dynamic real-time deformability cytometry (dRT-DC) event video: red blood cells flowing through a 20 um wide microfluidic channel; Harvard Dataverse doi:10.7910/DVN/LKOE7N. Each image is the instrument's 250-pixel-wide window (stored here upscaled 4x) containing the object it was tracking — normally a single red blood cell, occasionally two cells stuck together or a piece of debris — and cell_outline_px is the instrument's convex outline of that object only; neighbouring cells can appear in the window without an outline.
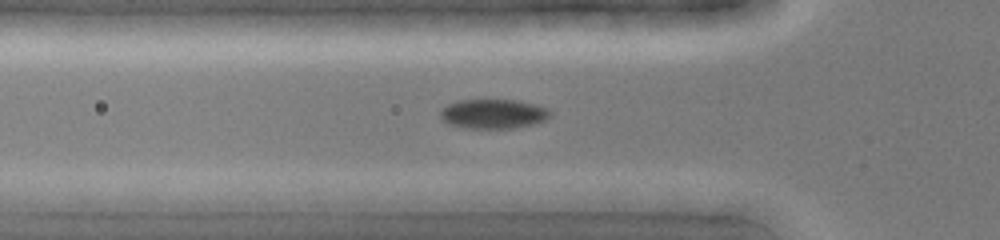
{"species": "common noctule bat (a hibernating species)", "species_latin": "Nyctalus noctula", "temperature_condition": "cold", "stored_images_in_passage": 43, "camera_frame_rate_fps": 3000, "um_per_image_px": 0.085, "animal": {"sex": "female", "body_mass_g": 19.0, "forearm_length_mm": 51.5}, "frame": {"image": 1, "passage_image": 14, "time_ms": 4.333, "image_size_px": [1000, 240], "cell_outline_px": [[552, 116], [544, 120], [532, 124], [512, 128], [464, 128], [448, 124], [440, 116], [440, 112], [448, 104], [456, 100], [516, 100], [536, 104], [548, 108], [552, 112]], "centroid_in_image_um": [41.95, 9.67], "position_along_channel_um": 83.8, "area_um2": 18.9}}
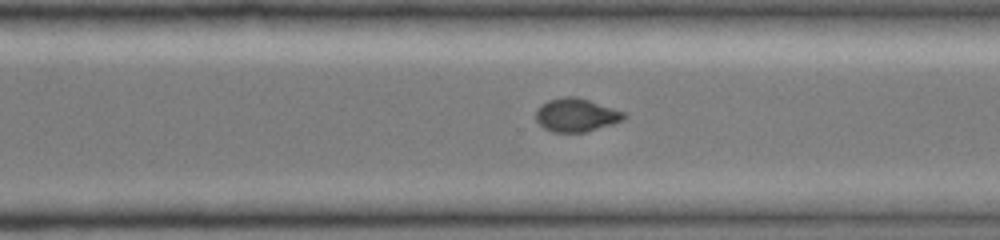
{"frame": {"image": 2, "passage_image": 30, "time_ms": 9.667, "image_size_px": [1000, 240], "cell_outline_px": [[628, 116], [624, 120], [612, 124], [584, 132], [552, 132], [544, 128], [536, 120], [536, 112], [548, 100], [568, 96], [576, 96], [624, 112]], "centroid_in_image_um": [49.0, 9.79], "position_along_channel_um": 321.6, "area_um2": 16.82}}
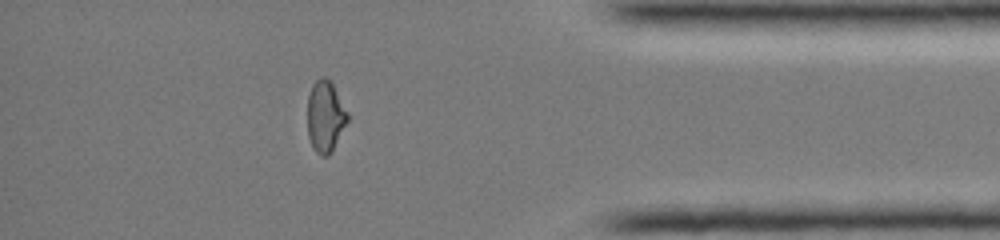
{"frame": {"image": 3, "passage_image": 37, "time_ms": 12.0, "image_size_px": [1000, 240], "cell_outline_px": [[348, 120], [332, 152], [328, 156], [320, 156], [312, 148], [308, 136], [308, 96], [312, 84], [320, 76], [324, 76], [332, 84], [348, 112]], "centroid_in_image_um": [27.64, 9.92], "position_along_channel_um": 407.6, "area_um2": 16.7}}